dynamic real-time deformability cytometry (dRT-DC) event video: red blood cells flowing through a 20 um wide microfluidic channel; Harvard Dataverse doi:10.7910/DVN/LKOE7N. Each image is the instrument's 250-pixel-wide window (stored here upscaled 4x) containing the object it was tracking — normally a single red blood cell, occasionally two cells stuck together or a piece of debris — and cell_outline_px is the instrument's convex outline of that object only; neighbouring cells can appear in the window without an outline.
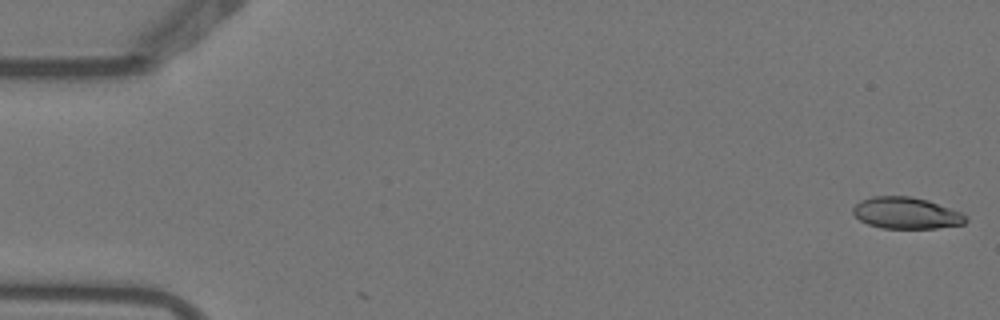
{"species": "Egyptian fruit bat (a non-hibernating species)", "species_latin": "Rousettus aegyptiacus", "temperature_condition": "warm", "stored_images_in_passage": 3, "camera_frame_rate_fps": 3000, "um_per_image_px": 0.085, "animal": {"sex": "female"}, "frame": {"image": 1, "passage_image": 1, "time_ms": 0.0, "image_size_px": [1000, 320], "cell_outline_px": [[968, 220], [964, 224], [936, 228], [880, 228], [868, 224], [860, 220], [852, 212], [852, 208], [860, 200], [872, 196], [912, 196], [928, 200], [960, 212]], "centroid_in_image_um": [77.0, 18.1], "position_along_channel_um": 8.0, "area_um2": 20.69}}